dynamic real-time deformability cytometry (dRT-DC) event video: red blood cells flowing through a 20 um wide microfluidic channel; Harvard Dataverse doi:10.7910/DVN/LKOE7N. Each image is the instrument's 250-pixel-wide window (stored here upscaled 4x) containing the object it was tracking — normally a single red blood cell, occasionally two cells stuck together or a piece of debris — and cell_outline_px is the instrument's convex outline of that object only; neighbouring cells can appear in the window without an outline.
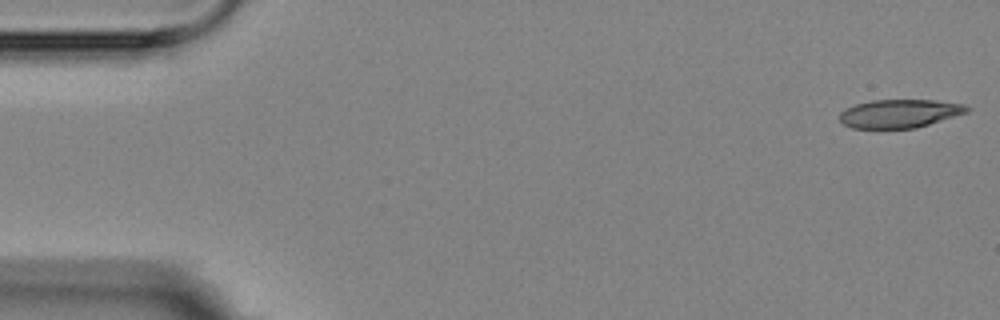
{"species": "Egyptian fruit bat (a non-hibernating species)", "species_latin": "Rousettus aegyptiacus", "temperature_condition": "room temperature", "stored_images_in_passage": 6, "camera_frame_rate_fps": 3000, "um_per_image_px": 0.085, "animal": {"sex": "female"}, "frame": {"image": 1, "passage_image": 1, "time_ms": 0.0, "image_size_px": [1000, 320], "cell_outline_px": [[972, 108], [968, 112], [916, 128], [852, 128], [844, 124], [840, 120], [840, 112], [844, 108], [856, 104], [872, 100], [932, 100], [964, 104]], "centroid_in_image_um": [76.47, 9.64], "position_along_channel_um": 8.5, "area_um2": 21.04}}
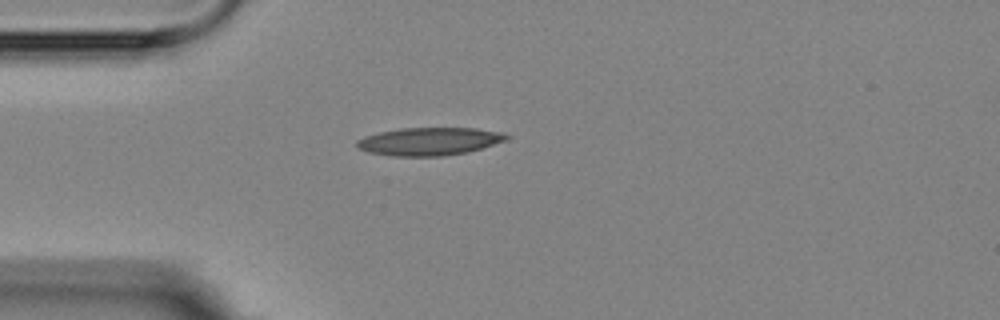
{"frame": {"image": 2, "passage_image": 5, "time_ms": 4.333, "image_size_px": [1000, 320], "cell_outline_px": [[512, 136], [508, 140], [468, 152], [444, 156], [392, 156], [368, 152], [360, 148], [356, 144], [356, 140], [364, 136], [380, 132], [400, 128], [476, 128], [500, 132]], "centroid_in_image_um": [36.52, 12.02], "position_along_channel_um": 48.5, "area_um2": 24.39}}